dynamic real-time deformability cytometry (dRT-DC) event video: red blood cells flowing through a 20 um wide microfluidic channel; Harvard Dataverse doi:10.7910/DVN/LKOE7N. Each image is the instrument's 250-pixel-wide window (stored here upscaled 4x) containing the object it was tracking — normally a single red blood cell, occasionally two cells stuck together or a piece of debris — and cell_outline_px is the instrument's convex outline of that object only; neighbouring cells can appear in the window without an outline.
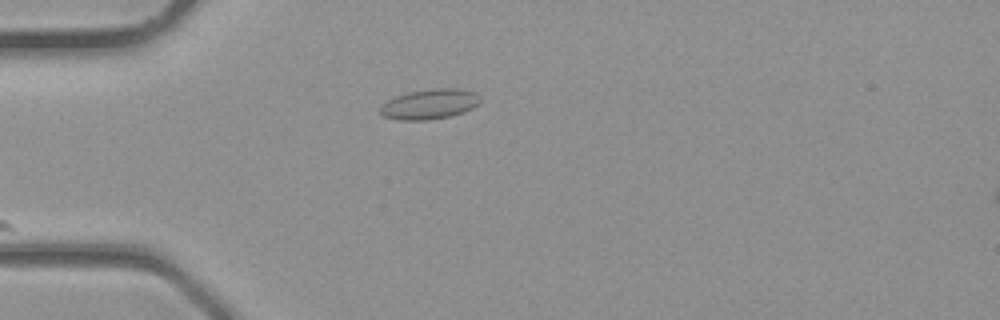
{"species": "common noctule bat (a hibernating species)", "species_latin": "Nyctalus noctula", "temperature_condition": "room temperature", "stored_images_in_passage": 1, "camera_frame_rate_fps": 3000, "um_per_image_px": 0.085, "animal": {"sex": "male", "body_mass_g": 23.1, "forearm_length_mm": 52.7}, "frame": {"image": 1, "passage_image": 1, "time_ms": 0.0, "image_size_px": [1000, 320], "cell_outline_px": [[480, 104], [464, 112], [452, 116], [428, 120], [400, 120], [384, 116], [380, 112], [380, 104], [396, 96], [408, 92], [432, 88], [456, 88], [476, 92], [480, 96]], "centroid_in_image_um": [36.54, 8.84], "position_along_channel_um": 48.5, "area_um2": 17.74}}